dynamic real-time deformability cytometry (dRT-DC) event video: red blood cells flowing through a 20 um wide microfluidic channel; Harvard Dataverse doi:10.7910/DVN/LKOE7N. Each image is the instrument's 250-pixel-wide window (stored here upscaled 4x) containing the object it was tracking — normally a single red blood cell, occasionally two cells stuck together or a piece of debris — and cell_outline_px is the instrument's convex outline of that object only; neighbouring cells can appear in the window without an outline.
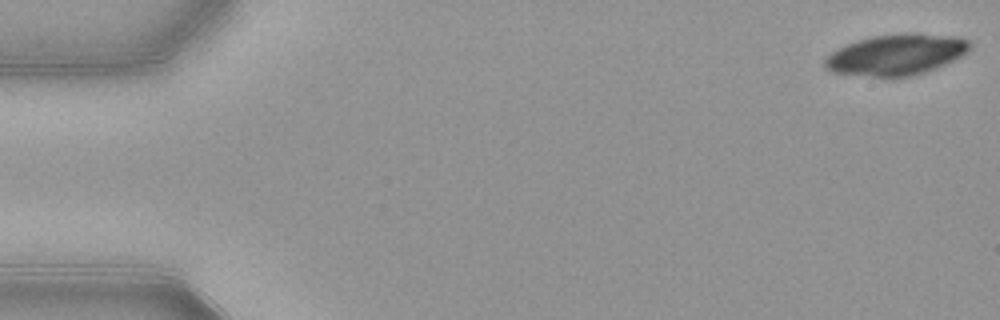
{"species": "common noctule bat (a hibernating species)", "species_latin": "Nyctalus noctula", "temperature_condition": "warm", "stored_images_in_passage": 52, "camera_frame_rate_fps": 3000, "um_per_image_px": 0.085, "animal": {"sex": "female", "body_mass_g": 21.9}, "frame": {"image": 1, "passage_image": 1, "time_ms": 0.0, "image_size_px": [1000, 320], "cell_outline_px": [[972, 48], [968, 52], [936, 68], [912, 76], [872, 76], [832, 72], [824, 68], [824, 60], [832, 52], [856, 40], [872, 36], [904, 32], [916, 32], [956, 36], [972, 40]], "centroid_in_image_um": [76.24, 4.61], "position_along_channel_um": 8.8, "area_um2": 34.74}}